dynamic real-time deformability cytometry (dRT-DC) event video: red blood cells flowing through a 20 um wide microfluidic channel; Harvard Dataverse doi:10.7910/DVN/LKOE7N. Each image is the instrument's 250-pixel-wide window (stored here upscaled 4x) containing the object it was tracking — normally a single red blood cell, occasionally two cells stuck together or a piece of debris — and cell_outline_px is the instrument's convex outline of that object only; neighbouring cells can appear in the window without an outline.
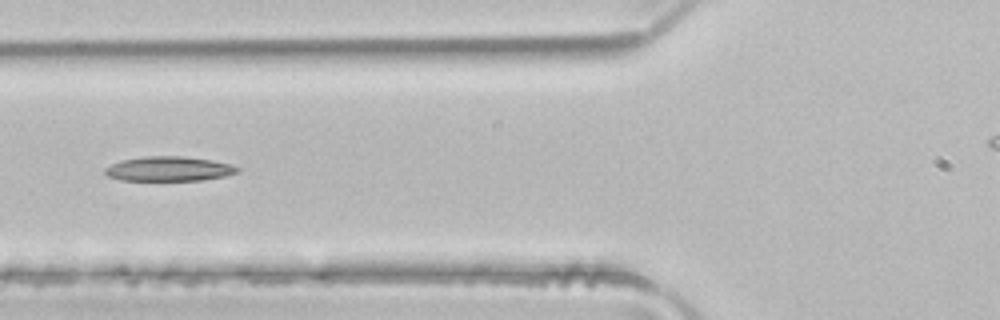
{"species": "common noctule bat (a hibernating species)", "species_latin": "Nyctalus noctula", "temperature_condition": "room temperature", "stored_images_in_passage": 4, "camera_frame_rate_fps": 3000, "um_per_image_px": 0.085, "animal": {"sex": "male", "body_mass_g": 21.5, "forearm_length_mm": 52.0}, "frame": {"image": 1, "passage_image": 4, "time_ms": 1.0, "image_size_px": [1000, 320], "cell_outline_px": [[240, 172], [224, 176], [204, 180], [120, 180], [108, 176], [104, 172], [104, 168], [120, 160], [144, 156], [184, 156], [208, 160], [228, 164], [240, 168]], "centroid_in_image_um": [14.32, 14.35], "position_along_channel_um": 111.5, "area_um2": 18.9}}